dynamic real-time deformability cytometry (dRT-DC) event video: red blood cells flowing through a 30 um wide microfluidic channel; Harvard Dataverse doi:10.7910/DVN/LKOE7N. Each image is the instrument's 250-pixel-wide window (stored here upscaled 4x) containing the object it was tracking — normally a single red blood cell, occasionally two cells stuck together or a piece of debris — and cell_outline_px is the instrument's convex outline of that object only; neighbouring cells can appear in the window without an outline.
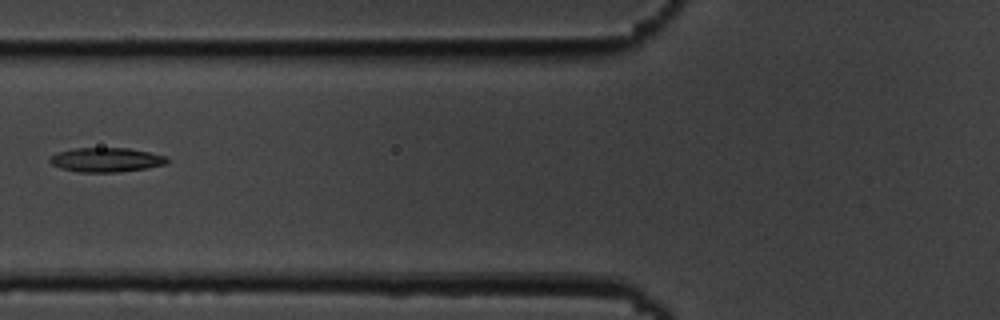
{"species": "common noctule bat (a hibernating species)", "species_latin": "Nyctalus noctula", "temperature_condition": "cold", "stored_images_in_passage": 14, "camera_frame_rate_fps": 3000, "um_per_image_px": 0.085, "animal": {"sex": "male", "body_mass_g": 19.5, "forearm_length_mm": 54.6}, "frame": {"image": 1, "passage_image": 5, "time_ms": 5.667, "image_size_px": [1000, 320], "cell_outline_px": [[168, 160], [164, 164], [144, 168], [116, 172], [80, 172], [60, 168], [52, 164], [48, 160], [52, 156], [60, 152], [72, 148], [128, 148], [148, 152], [164, 156]], "centroid_in_image_um": [8.97, 13.58], "position_along_channel_um": 116.8, "area_um2": 16.24}}
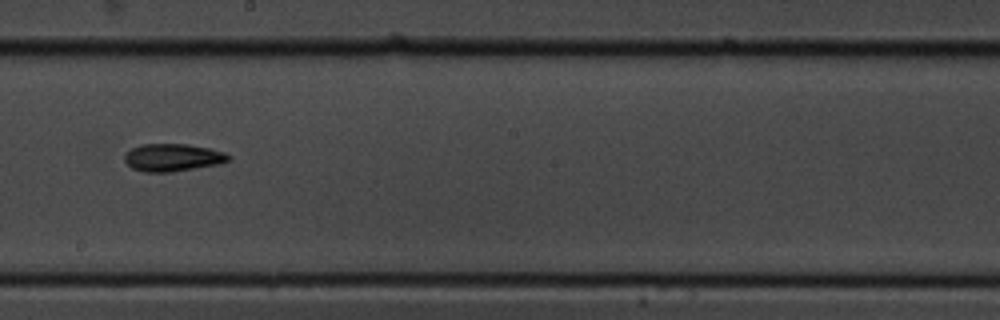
{"frame": {"image": 2, "passage_image": 8, "time_ms": 9.0, "image_size_px": [1000, 320], "cell_outline_px": [[232, 156], [228, 160], [216, 164], [172, 172], [144, 172], [132, 168], [124, 160], [124, 156], [132, 148], [140, 144], [188, 144], [208, 148], [224, 152]], "centroid_in_image_um": [14.65, 13.38], "position_along_channel_um": 233.5, "area_um2": 16.53}}
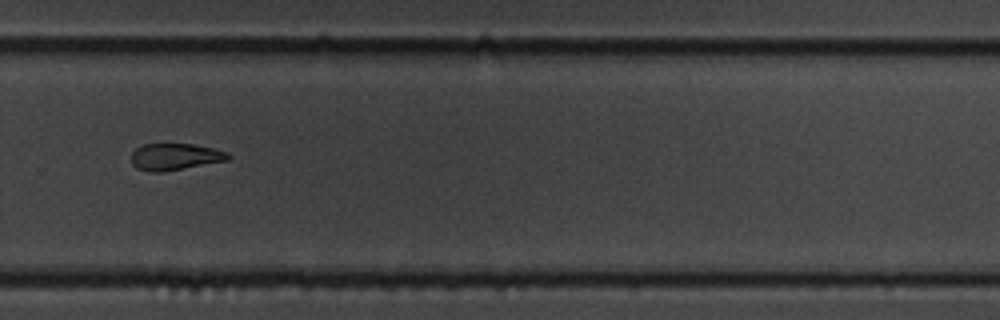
{"frame": {"image": 3, "passage_image": 10, "time_ms": 11.333, "image_size_px": [1000, 320], "cell_outline_px": [[232, 156], [228, 160], [164, 172], [152, 172], [136, 168], [132, 164], [132, 152], [136, 148], [144, 144], [196, 144], [216, 148], [228, 152]], "centroid_in_image_um": [14.91, 13.32], "position_along_channel_um": 314.9, "area_um2": 15.26}, "authors_computed_cell_mechanics": {"area_um2": 16.3863, "velocity_mm_per_s": 3.5103, "shape_relaxation_time_tau1_ms": 3.5391, "shape_relaxation_time_tau2_ms": 8.7089, "deformation_change_tau1": 0.0826, "deformation_change_tau2": 0.1602}}